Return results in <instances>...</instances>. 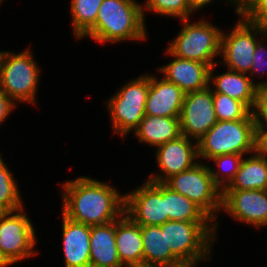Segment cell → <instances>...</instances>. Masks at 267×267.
<instances>
[{
	"label": "cell",
	"mask_w": 267,
	"mask_h": 267,
	"mask_svg": "<svg viewBox=\"0 0 267 267\" xmlns=\"http://www.w3.org/2000/svg\"><path fill=\"white\" fill-rule=\"evenodd\" d=\"M62 185L63 215L73 221L104 225L124 213L125 196L110 184L82 176Z\"/></svg>",
	"instance_id": "obj_1"
},
{
	"label": "cell",
	"mask_w": 267,
	"mask_h": 267,
	"mask_svg": "<svg viewBox=\"0 0 267 267\" xmlns=\"http://www.w3.org/2000/svg\"><path fill=\"white\" fill-rule=\"evenodd\" d=\"M142 4L136 0H103L95 24L81 37L98 42L140 41L147 38Z\"/></svg>",
	"instance_id": "obj_2"
},
{
	"label": "cell",
	"mask_w": 267,
	"mask_h": 267,
	"mask_svg": "<svg viewBox=\"0 0 267 267\" xmlns=\"http://www.w3.org/2000/svg\"><path fill=\"white\" fill-rule=\"evenodd\" d=\"M260 147L253 112L244 119L217 121L210 130L197 141L198 157L212 159L225 154H249Z\"/></svg>",
	"instance_id": "obj_3"
},
{
	"label": "cell",
	"mask_w": 267,
	"mask_h": 267,
	"mask_svg": "<svg viewBox=\"0 0 267 267\" xmlns=\"http://www.w3.org/2000/svg\"><path fill=\"white\" fill-rule=\"evenodd\" d=\"M33 59L29 49L17 55L0 51V90L16 103L36 104L40 69Z\"/></svg>",
	"instance_id": "obj_4"
},
{
	"label": "cell",
	"mask_w": 267,
	"mask_h": 267,
	"mask_svg": "<svg viewBox=\"0 0 267 267\" xmlns=\"http://www.w3.org/2000/svg\"><path fill=\"white\" fill-rule=\"evenodd\" d=\"M189 19H182L184 23L177 37L169 45L166 52L187 60L207 64L210 68L213 59L220 54L222 31L209 21L200 20L189 23Z\"/></svg>",
	"instance_id": "obj_5"
},
{
	"label": "cell",
	"mask_w": 267,
	"mask_h": 267,
	"mask_svg": "<svg viewBox=\"0 0 267 267\" xmlns=\"http://www.w3.org/2000/svg\"><path fill=\"white\" fill-rule=\"evenodd\" d=\"M164 184L199 206L217 226V212L222 210V190L214 183L209 166L201 164L168 178Z\"/></svg>",
	"instance_id": "obj_6"
},
{
	"label": "cell",
	"mask_w": 267,
	"mask_h": 267,
	"mask_svg": "<svg viewBox=\"0 0 267 267\" xmlns=\"http://www.w3.org/2000/svg\"><path fill=\"white\" fill-rule=\"evenodd\" d=\"M150 75H140L124 85L109 98L107 106L111 114L114 133L123 137L135 131L145 114Z\"/></svg>",
	"instance_id": "obj_7"
},
{
	"label": "cell",
	"mask_w": 267,
	"mask_h": 267,
	"mask_svg": "<svg viewBox=\"0 0 267 267\" xmlns=\"http://www.w3.org/2000/svg\"><path fill=\"white\" fill-rule=\"evenodd\" d=\"M209 223L169 220L160 227L166 228L167 246L179 260H194L210 255L216 225Z\"/></svg>",
	"instance_id": "obj_8"
},
{
	"label": "cell",
	"mask_w": 267,
	"mask_h": 267,
	"mask_svg": "<svg viewBox=\"0 0 267 267\" xmlns=\"http://www.w3.org/2000/svg\"><path fill=\"white\" fill-rule=\"evenodd\" d=\"M24 208L0 213V252L12 265L36 255V235Z\"/></svg>",
	"instance_id": "obj_9"
},
{
	"label": "cell",
	"mask_w": 267,
	"mask_h": 267,
	"mask_svg": "<svg viewBox=\"0 0 267 267\" xmlns=\"http://www.w3.org/2000/svg\"><path fill=\"white\" fill-rule=\"evenodd\" d=\"M232 31L222 33L220 55L227 69L247 74L253 64L254 51L259 38L265 39L267 30L246 21L242 16L238 19Z\"/></svg>",
	"instance_id": "obj_10"
},
{
	"label": "cell",
	"mask_w": 267,
	"mask_h": 267,
	"mask_svg": "<svg viewBox=\"0 0 267 267\" xmlns=\"http://www.w3.org/2000/svg\"><path fill=\"white\" fill-rule=\"evenodd\" d=\"M124 213L140 226H160L166 222L163 183L145 181L135 191L125 194Z\"/></svg>",
	"instance_id": "obj_11"
},
{
	"label": "cell",
	"mask_w": 267,
	"mask_h": 267,
	"mask_svg": "<svg viewBox=\"0 0 267 267\" xmlns=\"http://www.w3.org/2000/svg\"><path fill=\"white\" fill-rule=\"evenodd\" d=\"M216 122L210 85L204 90L186 93L180 114L181 135L198 141Z\"/></svg>",
	"instance_id": "obj_12"
},
{
	"label": "cell",
	"mask_w": 267,
	"mask_h": 267,
	"mask_svg": "<svg viewBox=\"0 0 267 267\" xmlns=\"http://www.w3.org/2000/svg\"><path fill=\"white\" fill-rule=\"evenodd\" d=\"M222 209L237 221L256 228L267 226V190L224 189Z\"/></svg>",
	"instance_id": "obj_13"
},
{
	"label": "cell",
	"mask_w": 267,
	"mask_h": 267,
	"mask_svg": "<svg viewBox=\"0 0 267 267\" xmlns=\"http://www.w3.org/2000/svg\"><path fill=\"white\" fill-rule=\"evenodd\" d=\"M193 139L184 135L157 146L156 158L160 172L164 174H152L148 181L164 183L173 175L188 170L198 162L197 141L193 146ZM196 160V161H195Z\"/></svg>",
	"instance_id": "obj_14"
},
{
	"label": "cell",
	"mask_w": 267,
	"mask_h": 267,
	"mask_svg": "<svg viewBox=\"0 0 267 267\" xmlns=\"http://www.w3.org/2000/svg\"><path fill=\"white\" fill-rule=\"evenodd\" d=\"M171 56L175 57L173 61L158 68L166 80L177 85L185 93L204 90L211 85L210 67L207 64Z\"/></svg>",
	"instance_id": "obj_15"
},
{
	"label": "cell",
	"mask_w": 267,
	"mask_h": 267,
	"mask_svg": "<svg viewBox=\"0 0 267 267\" xmlns=\"http://www.w3.org/2000/svg\"><path fill=\"white\" fill-rule=\"evenodd\" d=\"M186 93L177 85L150 75L145 114L162 117H180Z\"/></svg>",
	"instance_id": "obj_16"
},
{
	"label": "cell",
	"mask_w": 267,
	"mask_h": 267,
	"mask_svg": "<svg viewBox=\"0 0 267 267\" xmlns=\"http://www.w3.org/2000/svg\"><path fill=\"white\" fill-rule=\"evenodd\" d=\"M62 216L65 267H90V226Z\"/></svg>",
	"instance_id": "obj_17"
},
{
	"label": "cell",
	"mask_w": 267,
	"mask_h": 267,
	"mask_svg": "<svg viewBox=\"0 0 267 267\" xmlns=\"http://www.w3.org/2000/svg\"><path fill=\"white\" fill-rule=\"evenodd\" d=\"M209 71V83H212L213 93H221L242 102L251 112H253L256 105L257 88L260 85H266L267 80L254 83L251 77L245 73L229 70L217 76L213 75V69ZM214 76V77H213Z\"/></svg>",
	"instance_id": "obj_18"
},
{
	"label": "cell",
	"mask_w": 267,
	"mask_h": 267,
	"mask_svg": "<svg viewBox=\"0 0 267 267\" xmlns=\"http://www.w3.org/2000/svg\"><path fill=\"white\" fill-rule=\"evenodd\" d=\"M115 238L118 255L124 267L144 265L140 225L125 213L115 220Z\"/></svg>",
	"instance_id": "obj_19"
},
{
	"label": "cell",
	"mask_w": 267,
	"mask_h": 267,
	"mask_svg": "<svg viewBox=\"0 0 267 267\" xmlns=\"http://www.w3.org/2000/svg\"><path fill=\"white\" fill-rule=\"evenodd\" d=\"M90 267H124L116 248L115 221L90 226Z\"/></svg>",
	"instance_id": "obj_20"
},
{
	"label": "cell",
	"mask_w": 267,
	"mask_h": 267,
	"mask_svg": "<svg viewBox=\"0 0 267 267\" xmlns=\"http://www.w3.org/2000/svg\"><path fill=\"white\" fill-rule=\"evenodd\" d=\"M242 158L238 172L225 189L267 190V153L259 147Z\"/></svg>",
	"instance_id": "obj_21"
},
{
	"label": "cell",
	"mask_w": 267,
	"mask_h": 267,
	"mask_svg": "<svg viewBox=\"0 0 267 267\" xmlns=\"http://www.w3.org/2000/svg\"><path fill=\"white\" fill-rule=\"evenodd\" d=\"M134 132L140 142L157 147L181 136L180 117L145 115Z\"/></svg>",
	"instance_id": "obj_22"
},
{
	"label": "cell",
	"mask_w": 267,
	"mask_h": 267,
	"mask_svg": "<svg viewBox=\"0 0 267 267\" xmlns=\"http://www.w3.org/2000/svg\"><path fill=\"white\" fill-rule=\"evenodd\" d=\"M144 265L168 266L180 260L167 246L166 228L160 226H140Z\"/></svg>",
	"instance_id": "obj_23"
},
{
	"label": "cell",
	"mask_w": 267,
	"mask_h": 267,
	"mask_svg": "<svg viewBox=\"0 0 267 267\" xmlns=\"http://www.w3.org/2000/svg\"><path fill=\"white\" fill-rule=\"evenodd\" d=\"M163 200H166V221L214 222L199 206L164 183Z\"/></svg>",
	"instance_id": "obj_24"
},
{
	"label": "cell",
	"mask_w": 267,
	"mask_h": 267,
	"mask_svg": "<svg viewBox=\"0 0 267 267\" xmlns=\"http://www.w3.org/2000/svg\"><path fill=\"white\" fill-rule=\"evenodd\" d=\"M103 0H72L71 15L73 33L80 39L96 22L98 9Z\"/></svg>",
	"instance_id": "obj_25"
},
{
	"label": "cell",
	"mask_w": 267,
	"mask_h": 267,
	"mask_svg": "<svg viewBox=\"0 0 267 267\" xmlns=\"http://www.w3.org/2000/svg\"><path fill=\"white\" fill-rule=\"evenodd\" d=\"M13 178L2 158L0 160V213L13 212L23 208L17 182Z\"/></svg>",
	"instance_id": "obj_26"
},
{
	"label": "cell",
	"mask_w": 267,
	"mask_h": 267,
	"mask_svg": "<svg viewBox=\"0 0 267 267\" xmlns=\"http://www.w3.org/2000/svg\"><path fill=\"white\" fill-rule=\"evenodd\" d=\"M243 155L238 154H225L213 157L212 161H215L218 171L215 172L210 166L211 176L214 183L223 191L231 181L234 179L236 173L242 162ZM226 175V177L224 175ZM226 178V179H225ZM226 182V183H225Z\"/></svg>",
	"instance_id": "obj_27"
},
{
	"label": "cell",
	"mask_w": 267,
	"mask_h": 267,
	"mask_svg": "<svg viewBox=\"0 0 267 267\" xmlns=\"http://www.w3.org/2000/svg\"><path fill=\"white\" fill-rule=\"evenodd\" d=\"M217 121L244 119L251 111L240 101L221 93H213Z\"/></svg>",
	"instance_id": "obj_28"
},
{
	"label": "cell",
	"mask_w": 267,
	"mask_h": 267,
	"mask_svg": "<svg viewBox=\"0 0 267 267\" xmlns=\"http://www.w3.org/2000/svg\"><path fill=\"white\" fill-rule=\"evenodd\" d=\"M237 15L267 30V0H229Z\"/></svg>",
	"instance_id": "obj_29"
},
{
	"label": "cell",
	"mask_w": 267,
	"mask_h": 267,
	"mask_svg": "<svg viewBox=\"0 0 267 267\" xmlns=\"http://www.w3.org/2000/svg\"><path fill=\"white\" fill-rule=\"evenodd\" d=\"M145 7L142 6V15L145 17L144 10L163 15L166 17H180L179 19H189L192 13L188 0H147Z\"/></svg>",
	"instance_id": "obj_30"
},
{
	"label": "cell",
	"mask_w": 267,
	"mask_h": 267,
	"mask_svg": "<svg viewBox=\"0 0 267 267\" xmlns=\"http://www.w3.org/2000/svg\"><path fill=\"white\" fill-rule=\"evenodd\" d=\"M254 109L257 134L261 142L267 136V84L258 86Z\"/></svg>",
	"instance_id": "obj_31"
},
{
	"label": "cell",
	"mask_w": 267,
	"mask_h": 267,
	"mask_svg": "<svg viewBox=\"0 0 267 267\" xmlns=\"http://www.w3.org/2000/svg\"><path fill=\"white\" fill-rule=\"evenodd\" d=\"M266 48L267 47H264L261 41H259L257 43L255 51H254V55H253L254 56L253 64H252V67H251V69L249 71V73H250L249 75L250 76L253 75L256 72L257 73L261 72V70H263L264 68H267V66H266L267 65V60L265 58V57H267V55L264 56V54H267Z\"/></svg>",
	"instance_id": "obj_32"
},
{
	"label": "cell",
	"mask_w": 267,
	"mask_h": 267,
	"mask_svg": "<svg viewBox=\"0 0 267 267\" xmlns=\"http://www.w3.org/2000/svg\"><path fill=\"white\" fill-rule=\"evenodd\" d=\"M16 103L2 90H0V124L5 121L6 117L15 109Z\"/></svg>",
	"instance_id": "obj_33"
},
{
	"label": "cell",
	"mask_w": 267,
	"mask_h": 267,
	"mask_svg": "<svg viewBox=\"0 0 267 267\" xmlns=\"http://www.w3.org/2000/svg\"><path fill=\"white\" fill-rule=\"evenodd\" d=\"M206 260L208 261V258H198L194 260H180L179 262L173 263L168 265L167 267H195L198 262L201 260Z\"/></svg>",
	"instance_id": "obj_34"
},
{
	"label": "cell",
	"mask_w": 267,
	"mask_h": 267,
	"mask_svg": "<svg viewBox=\"0 0 267 267\" xmlns=\"http://www.w3.org/2000/svg\"><path fill=\"white\" fill-rule=\"evenodd\" d=\"M212 1L213 0H188V3L191 8V11L194 13V11L202 9V7L206 6Z\"/></svg>",
	"instance_id": "obj_35"
},
{
	"label": "cell",
	"mask_w": 267,
	"mask_h": 267,
	"mask_svg": "<svg viewBox=\"0 0 267 267\" xmlns=\"http://www.w3.org/2000/svg\"><path fill=\"white\" fill-rule=\"evenodd\" d=\"M11 265L7 259L3 256V254L0 252V267H6Z\"/></svg>",
	"instance_id": "obj_36"
},
{
	"label": "cell",
	"mask_w": 267,
	"mask_h": 267,
	"mask_svg": "<svg viewBox=\"0 0 267 267\" xmlns=\"http://www.w3.org/2000/svg\"><path fill=\"white\" fill-rule=\"evenodd\" d=\"M260 147L267 153V136L260 142Z\"/></svg>",
	"instance_id": "obj_37"
},
{
	"label": "cell",
	"mask_w": 267,
	"mask_h": 267,
	"mask_svg": "<svg viewBox=\"0 0 267 267\" xmlns=\"http://www.w3.org/2000/svg\"><path fill=\"white\" fill-rule=\"evenodd\" d=\"M137 267H167V266H156V265H140Z\"/></svg>",
	"instance_id": "obj_38"
}]
</instances>
